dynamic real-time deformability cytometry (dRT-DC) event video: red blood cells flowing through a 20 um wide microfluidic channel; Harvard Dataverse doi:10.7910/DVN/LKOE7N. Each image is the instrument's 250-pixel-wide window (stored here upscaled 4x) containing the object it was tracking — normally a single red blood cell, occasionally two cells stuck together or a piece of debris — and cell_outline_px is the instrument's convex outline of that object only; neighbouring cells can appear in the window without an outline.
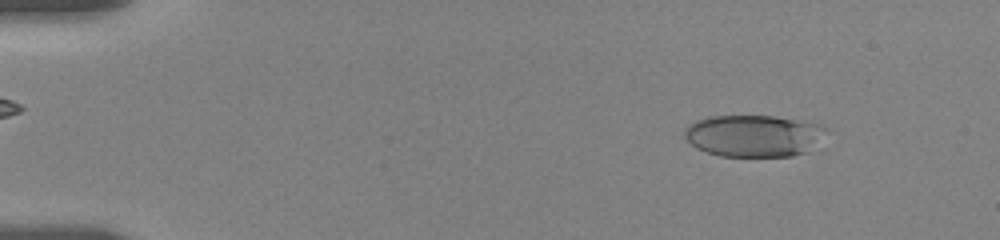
{"species": "human", "species_latin": "Homo sapiens", "temperature_condition": "room temperature", "stored_images_in_passage": 9, "camera_frame_rate_fps": 3000, "um_per_image_px": 0.085, "donor": {"sex": "female"}, "frame": {"image": 1, "passage_image": 2, "time_ms": 0.667, "image_size_px": [1000, 240], "cell_outline_px": [[828, 128], [808, 152], [792, 156], [720, 156], [696, 148], [684, 136], [684, 128], [688, 124], [696, 120], [708, 116], [776, 116], [824, 124]], "centroid_in_image_um": [64.06, 11.53], "position_along_channel_um": 20.9, "area_um2": 34.68}}
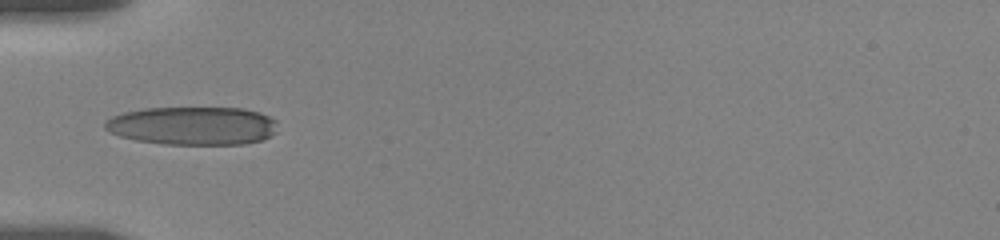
{"frame": {"image": 2, "passage_image": 8, "time_ms": 4.667, "image_size_px": [1000, 240], "cell_outline_px": [[276, 132], [260, 140], [244, 144], [164, 144], [136, 140], [120, 136], [104, 128], [104, 120], [112, 116], [124, 112], [144, 108], [244, 108], [260, 112], [276, 120]], "centroid_in_image_um": [16.36, 10.68], "position_along_channel_um": 68.6, "area_um2": 38.55}}